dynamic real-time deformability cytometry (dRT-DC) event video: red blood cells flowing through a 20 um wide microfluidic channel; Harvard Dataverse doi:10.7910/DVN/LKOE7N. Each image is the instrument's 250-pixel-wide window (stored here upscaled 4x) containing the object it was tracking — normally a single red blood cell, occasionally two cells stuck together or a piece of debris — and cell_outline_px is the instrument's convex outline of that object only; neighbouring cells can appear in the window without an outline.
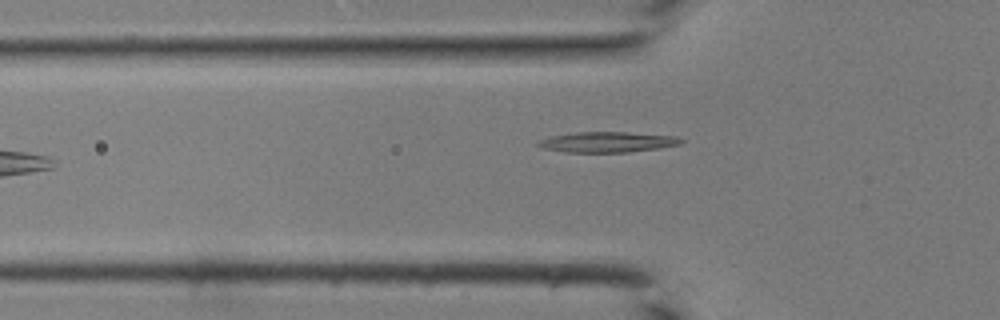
{"species": "common noctule bat (a hibernating species)", "species_latin": "Nyctalus noctula", "temperature_condition": "room temperature", "stored_images_in_passage": 27, "camera_frame_rate_fps": 3000, "um_per_image_px": 0.085, "animal": {"sex": "male", "body_mass_g": 19.0, "forearm_length_mm": 50.8}, "frame": {"image": 1, "passage_image": 3, "time_ms": 0.667, "image_size_px": [1000, 320], "cell_outline_px": [[684, 140], [680, 144], [660, 148], [628, 152], [564, 152], [540, 148], [536, 144], [540, 140], [548, 136], [576, 132], [628, 132], [676, 136]], "centroid_in_image_um": [51.59, 12.07], "position_along_channel_um": 74.2, "area_um2": 17.17}}
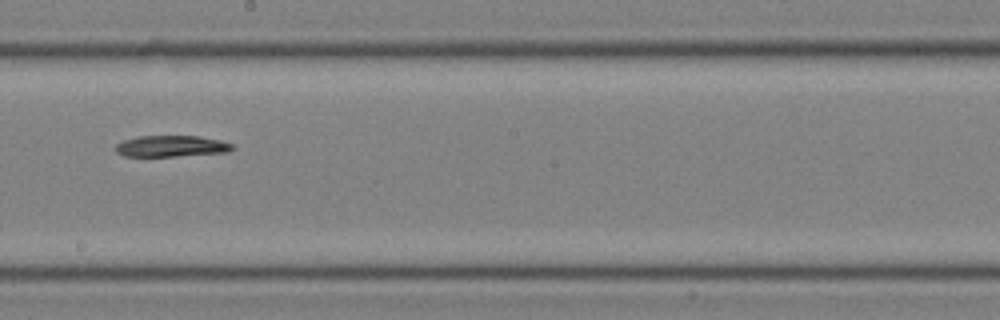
{"frame": {"image": 2, "passage_image": 13, "time_ms": 4.0, "image_size_px": [1000, 320], "cell_outline_px": [[236, 148], [228, 152], [176, 156], [124, 156], [116, 152], [116, 144], [124, 140], [136, 136], [200, 136], [220, 140], [232, 144]], "centroid_in_image_um": [14.58, 12.42], "position_along_channel_um": 233.6, "area_um2": 14.51}}
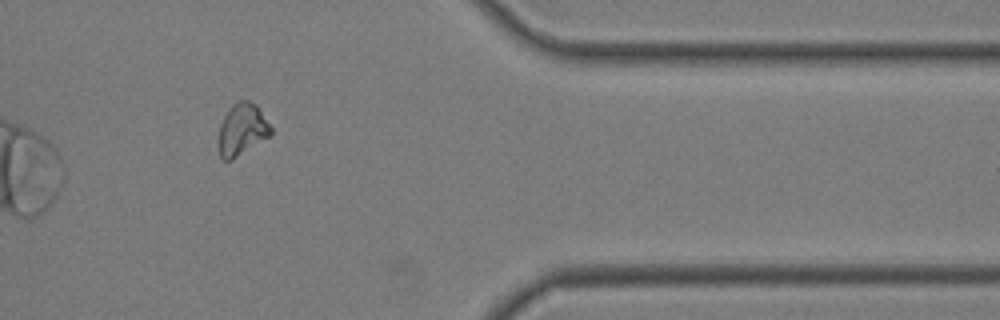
{"frame": {"image": 3, "passage_image": 24, "time_ms": 7.667, "image_size_px": [1000, 320], "cell_outline_px": [[272, 132], [268, 136], [232, 160], [224, 160], [220, 156], [216, 140], [220, 124], [224, 116], [232, 104], [240, 100], [248, 100], [256, 104], [260, 108], [272, 128]], "centroid_in_image_um": [20.54, 11.0], "position_along_channel_um": 390.9, "area_um2": 15.95}}